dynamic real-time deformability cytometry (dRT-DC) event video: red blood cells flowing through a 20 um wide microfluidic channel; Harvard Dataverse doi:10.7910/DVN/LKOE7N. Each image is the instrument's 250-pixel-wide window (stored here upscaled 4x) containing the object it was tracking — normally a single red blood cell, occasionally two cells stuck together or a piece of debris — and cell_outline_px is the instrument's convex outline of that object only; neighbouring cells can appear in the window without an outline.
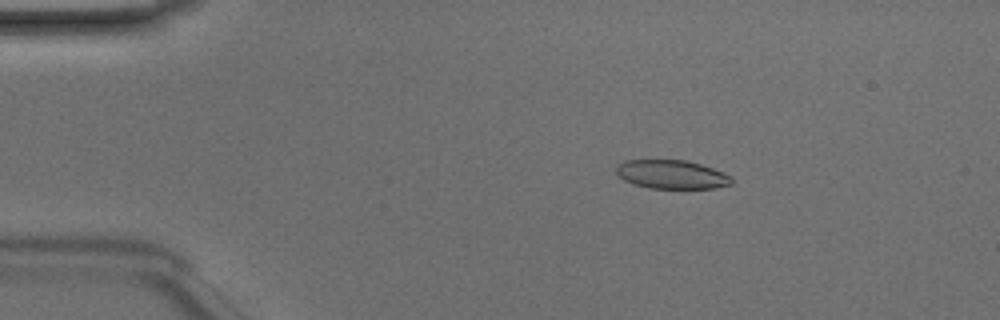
{"species": "Egyptian fruit bat (a non-hibernating species)", "species_latin": "Rousettus aegyptiacus", "temperature_condition": "room temperature", "stored_images_in_passage": 45, "camera_frame_rate_fps": 3000, "um_per_image_px": 0.085, "animal": {"sex": "male"}, "frame": {"image": 1, "passage_image": 5, "time_ms": 1.333, "image_size_px": [1000, 320], "cell_outline_px": [[732, 184], [712, 188], [648, 188], [632, 184], [624, 180], [616, 172], [616, 164], [624, 160], [688, 160], [724, 172], [732, 176]], "centroid_in_image_um": [57.07, 14.82], "position_along_channel_um": 27.9, "area_um2": 19.42}}
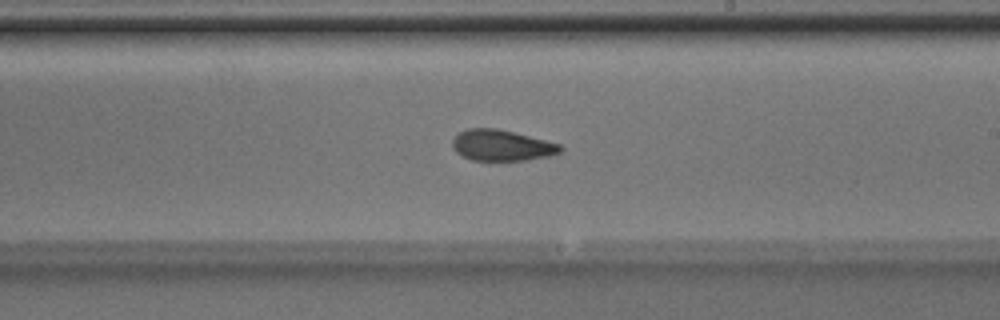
{"frame": {"image": 2, "passage_image": 25, "time_ms": 8.0, "image_size_px": [1000, 320], "cell_outline_px": [[564, 148], [560, 152], [548, 156], [528, 160], [472, 160], [460, 156], [452, 148], [452, 140], [460, 132], [468, 128], [496, 128], [560, 144]], "centroid_in_image_um": [42.61, 12.36], "position_along_channel_um": 246.4, "area_um2": 19.36}}
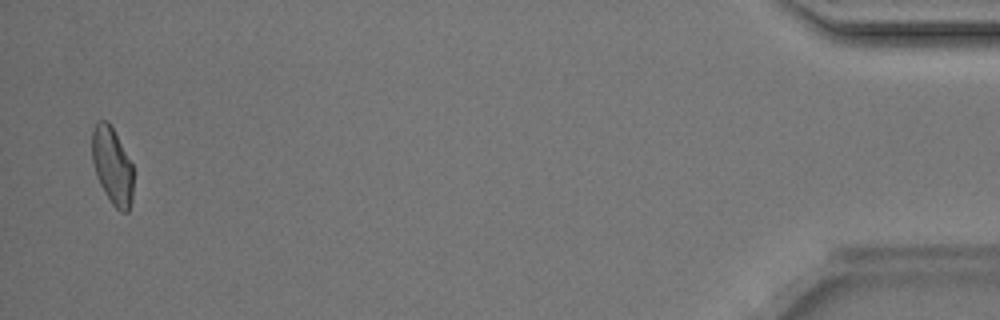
{"frame": {"image": 3, "passage_image": 44, "time_ms": 14.333, "image_size_px": [1000, 320], "cell_outline_px": [[132, 200], [128, 212], [120, 212], [112, 204], [104, 192], [96, 176], [92, 160], [92, 128], [100, 120], [108, 120], [132, 164]], "centroid_in_image_um": [9.53, 14.11], "position_along_channel_um": 425.7, "area_um2": 18.44}, "authors_computed_cell_mechanics": {"area_um2": 20.0566, "velocity_mm_per_s": 4.1861, "shape_relaxation_time_tau1_ms": 3.4259, "shape_relaxation_time_tau2_ms": 2.2776, "deformation_change_tau1": 0.1303, "deformation_change_tau2": 0.0728}}